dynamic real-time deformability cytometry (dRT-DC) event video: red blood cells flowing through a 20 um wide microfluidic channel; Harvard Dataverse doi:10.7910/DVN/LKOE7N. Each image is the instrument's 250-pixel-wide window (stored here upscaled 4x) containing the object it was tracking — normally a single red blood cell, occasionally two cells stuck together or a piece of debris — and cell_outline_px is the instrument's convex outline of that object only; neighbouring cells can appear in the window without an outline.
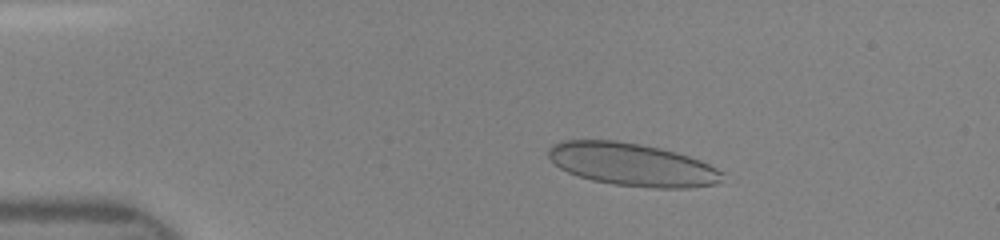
{"species": "human", "species_latin": "Homo sapiens", "temperature_condition": "room temperature", "stored_images_in_passage": 39, "camera_frame_rate_fps": 3000, "um_per_image_px": 0.085, "donor": {"sex": "female"}, "frame": {"image": 1, "passage_image": 9, "time_ms": 2.667, "image_size_px": [1000, 240], "cell_outline_px": [[724, 172], [720, 180], [716, 184], [688, 188], [652, 188], [616, 184], [592, 180], [568, 172], [560, 168], [548, 156], [548, 152], [552, 144], [560, 140], [616, 140], [640, 144], [660, 148], [676, 152], [700, 160]], "centroid_in_image_um": [53.73, 13.98], "position_along_channel_um": 31.3, "area_um2": 43.18}}
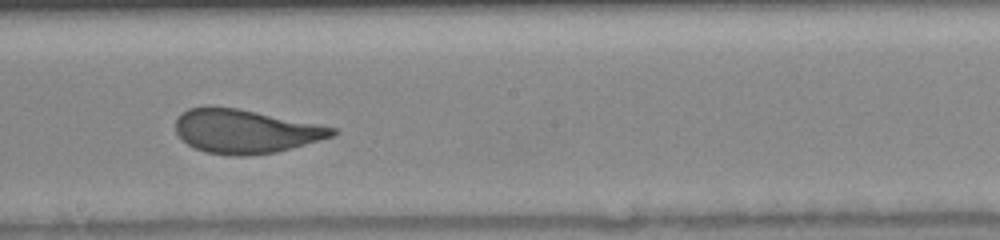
{"frame": {"image": 2, "passage_image": 27, "time_ms": 8.667, "image_size_px": [1000, 240], "cell_outline_px": [[340, 132], [336, 136], [276, 152], [244, 156], [228, 156], [208, 152], [196, 148], [180, 140], [176, 132], [176, 116], [188, 108], [208, 104], [236, 108], [320, 124], [336, 128]], "centroid_in_image_um": [20.84, 11.14], "position_along_channel_um": 227.4, "area_um2": 40.58}}
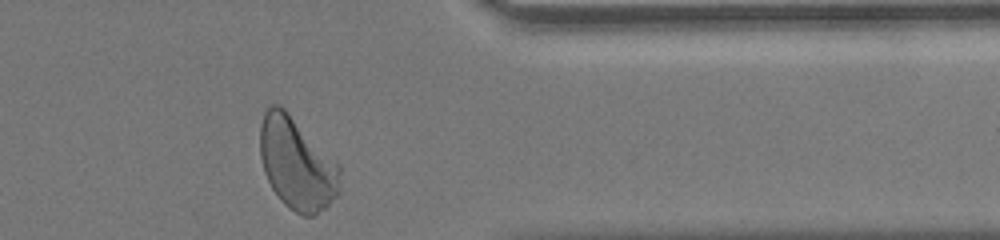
{"frame": {"image": 3, "passage_image": 39, "time_ms": 12.667, "image_size_px": [1000, 240], "cell_outline_px": [[340, 192], [324, 208], [312, 216], [304, 216], [296, 212], [284, 204], [280, 200], [272, 188], [264, 172], [260, 156], [260, 124], [264, 112], [268, 104], [280, 104], [340, 164]], "centroid_in_image_um": [25.23, 13.89], "position_along_channel_um": 386.2, "area_um2": 42.95}}